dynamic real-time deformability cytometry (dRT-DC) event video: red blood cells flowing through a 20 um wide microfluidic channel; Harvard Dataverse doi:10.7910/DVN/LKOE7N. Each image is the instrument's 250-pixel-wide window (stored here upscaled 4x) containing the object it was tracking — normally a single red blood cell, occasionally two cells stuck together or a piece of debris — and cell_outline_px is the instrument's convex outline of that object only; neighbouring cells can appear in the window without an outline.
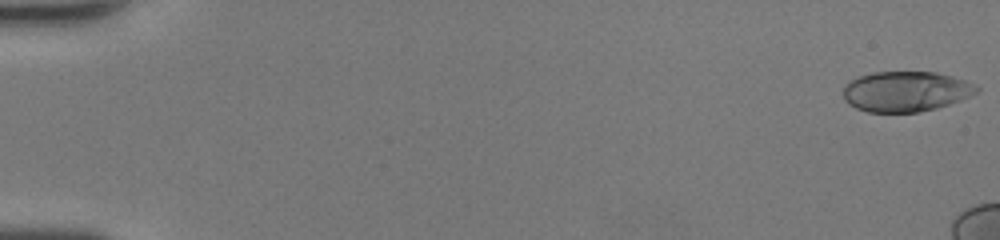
{"species": "human", "species_latin": "Homo sapiens", "temperature_condition": "room temperature", "stored_images_in_passage": 13, "camera_frame_rate_fps": 3000, "um_per_image_px": 0.085, "donor": {"sex": "female"}, "frame": {"image": 1, "passage_image": 1, "time_ms": 0.0, "image_size_px": [1000, 240], "cell_outline_px": [[980, 88], [976, 92], [960, 100], [936, 108], [920, 112], [868, 112], [856, 108], [848, 104], [844, 100], [844, 84], [860, 76], [872, 72], [936, 72], [952, 76], [964, 80]], "centroid_in_image_um": [76.96, 7.77], "position_along_channel_um": 8.0, "area_um2": 31.15}}